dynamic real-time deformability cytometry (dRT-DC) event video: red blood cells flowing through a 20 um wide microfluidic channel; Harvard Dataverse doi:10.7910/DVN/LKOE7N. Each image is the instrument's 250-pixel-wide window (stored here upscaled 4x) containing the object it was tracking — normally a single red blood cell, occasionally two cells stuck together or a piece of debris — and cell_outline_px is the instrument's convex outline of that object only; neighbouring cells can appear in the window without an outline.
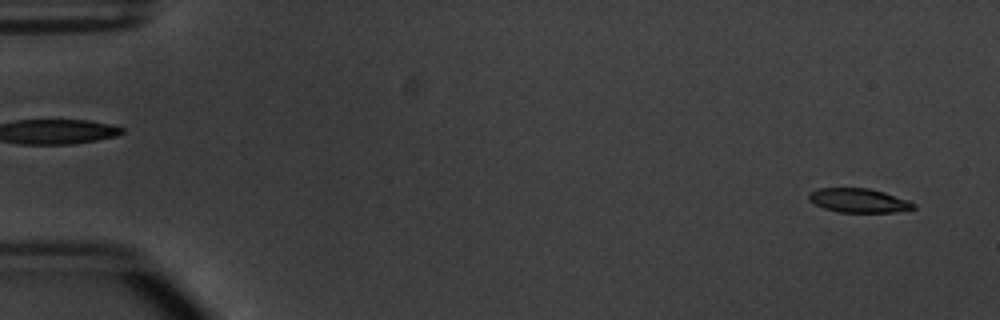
{"species": "common noctule bat (a hibernating species)", "species_latin": "Nyctalus noctula", "temperature_condition": "warm", "stored_images_in_passage": 53, "camera_frame_rate_fps": 3000, "um_per_image_px": 0.085, "animal": {"sex": "male", "body_mass_g": 20.1, "forearm_length_mm": 53.5}, "frame": {"image": 1, "passage_image": 2, "time_ms": 0.333, "image_size_px": [1000, 320], "cell_outline_px": [[916, 208], [896, 212], [840, 212], [824, 208], [808, 200], [808, 196], [812, 192], [820, 188], [868, 188], [884, 192], [908, 200], [916, 204]], "centroid_in_image_um": [73.02, 17.04], "position_along_channel_um": 12.0, "area_um2": 14.57}}
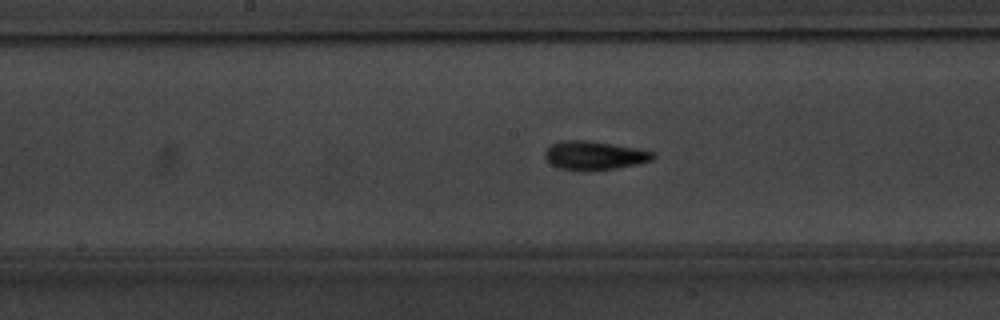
{"frame": {"image": 2, "passage_image": 27, "time_ms": 8.667, "image_size_px": [1000, 320], "cell_outline_px": [[656, 156], [652, 160], [636, 164], [616, 168], [592, 172], [584, 172], [560, 168], [552, 164], [544, 156], [544, 152], [552, 144], [560, 140], [588, 140], [636, 148], [656, 152]], "centroid_in_image_um": [50.53, 13.23], "position_along_channel_um": 197.7, "area_um2": 18.32}}
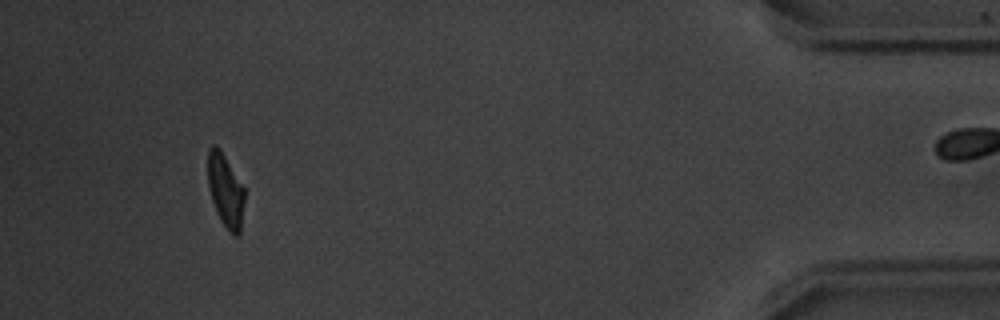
{"frame": {"image": 3, "passage_image": 49, "time_ms": 16.0, "image_size_px": [1000, 320], "cell_outline_px": [[244, 200], [240, 236], [232, 236], [228, 232], [220, 220], [216, 212], [208, 188], [208, 148], [212, 144], [216, 144], [220, 148], [244, 188]], "centroid_in_image_um": [19.16, 16.22], "position_along_channel_um": 416.0, "area_um2": 15.84}, "authors_computed_cell_mechanics": {"area_um2": 16.473, "velocity_mm_per_s": 3.8431, "shape_relaxation_time_tau1_ms": 3.164, "shape_relaxation_time_tau2_ms": 1.0531, "deformation_change_tau1": 0.1684, "deformation_change_tau2": 0.0819}}